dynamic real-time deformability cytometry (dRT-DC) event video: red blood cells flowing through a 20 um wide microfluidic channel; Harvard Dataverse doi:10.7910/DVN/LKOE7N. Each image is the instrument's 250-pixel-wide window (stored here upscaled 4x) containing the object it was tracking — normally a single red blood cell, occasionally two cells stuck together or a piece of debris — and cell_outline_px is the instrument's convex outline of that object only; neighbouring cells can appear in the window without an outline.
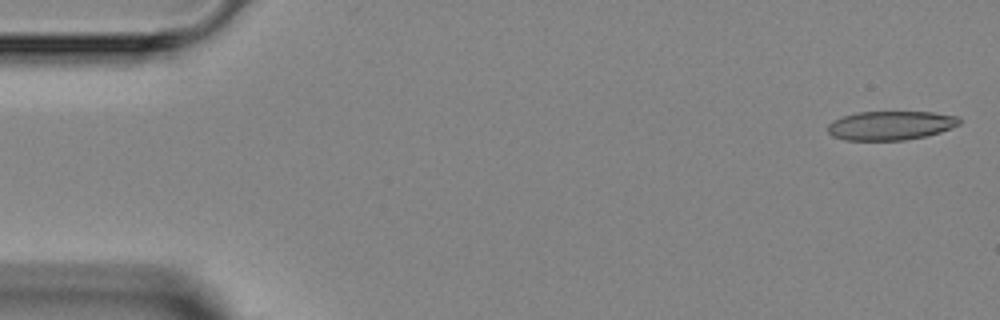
{"species": "Egyptian fruit bat (a non-hibernating species)", "species_latin": "Rousettus aegyptiacus", "temperature_condition": "room temperature", "stored_images_in_passage": 7, "camera_frame_rate_fps": 3000, "um_per_image_px": 0.085, "animal": {"sex": "female"}, "frame": {"image": 1, "passage_image": 1, "time_ms": 0.0, "image_size_px": [1000, 320], "cell_outline_px": [[960, 124], [952, 128], [940, 132], [924, 136], [904, 140], [844, 140], [832, 136], [828, 132], [828, 124], [832, 120], [856, 112], [932, 112], [956, 116], [960, 120]], "centroid_in_image_um": [75.68, 10.66], "position_along_channel_um": 9.3, "area_um2": 22.2}}
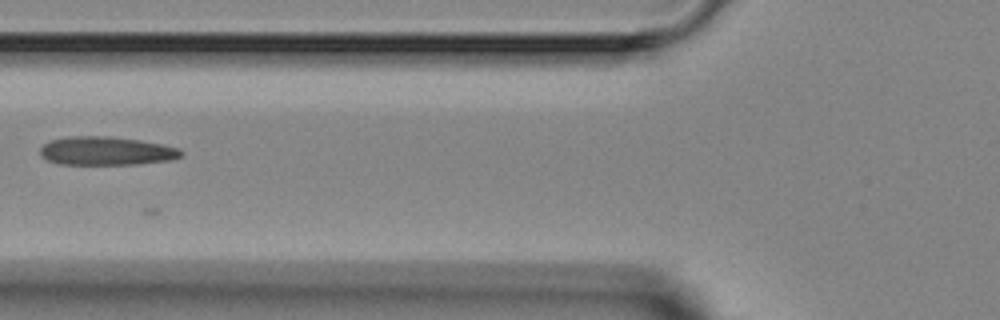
{"frame": {"image": 2, "passage_image": 6, "time_ms": 5.667, "image_size_px": [1000, 320], "cell_outline_px": [[184, 156], [172, 160], [136, 164], [60, 164], [48, 160], [40, 156], [40, 148], [44, 144], [52, 140], [68, 136], [108, 136], [140, 140], [164, 144], [180, 148], [184, 152]], "centroid_in_image_um": [9.09, 12.83], "position_along_channel_um": 116.7, "area_um2": 23.64}}
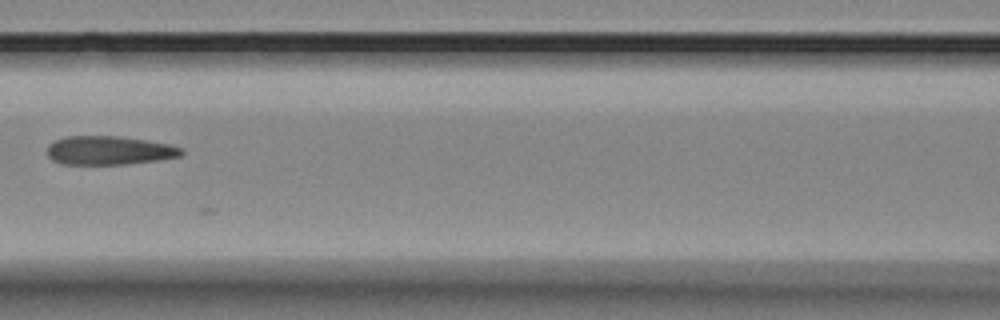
{"frame": {"image": 3, "passage_image": 7, "time_ms": 6.667, "image_size_px": [1000, 320], "cell_outline_px": [[184, 152], [180, 156], [160, 160], [128, 164], [64, 164], [52, 160], [48, 156], [48, 144], [56, 140], [68, 136], [120, 136], [148, 140], [172, 144], [184, 148]], "centroid_in_image_um": [9.34, 12.78], "position_along_channel_um": 157.3, "area_um2": 22.72}}